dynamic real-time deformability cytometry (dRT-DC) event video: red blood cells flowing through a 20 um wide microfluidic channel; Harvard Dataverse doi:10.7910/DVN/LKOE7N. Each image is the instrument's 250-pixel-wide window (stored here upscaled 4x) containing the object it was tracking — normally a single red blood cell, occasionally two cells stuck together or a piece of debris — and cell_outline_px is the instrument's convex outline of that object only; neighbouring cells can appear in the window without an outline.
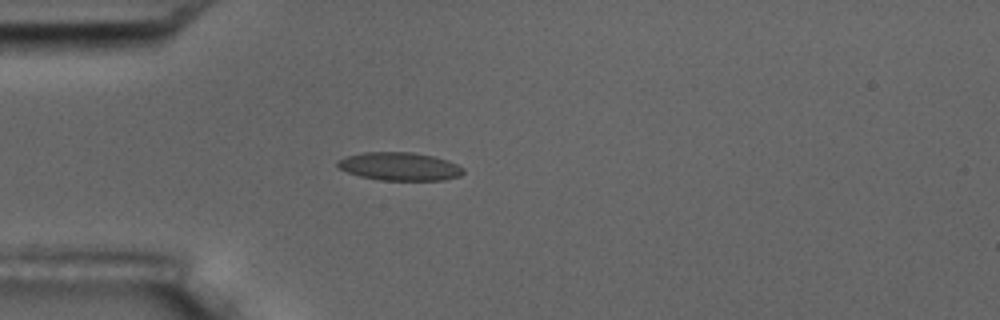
{"species": "common noctule bat (a hibernating species)", "species_latin": "Nyctalus noctula", "temperature_condition": "room temperature", "stored_images_in_passage": 1, "camera_frame_rate_fps": 3000, "um_per_image_px": 0.085, "animal": {"sex": "male", "body_mass_g": 17.5, "forearm_length_mm": 52.3}, "frame": {"image": 1, "passage_image": 1, "time_ms": 0.0, "image_size_px": [1000, 320], "cell_outline_px": [[464, 172], [460, 176], [444, 180], [380, 180], [360, 176], [348, 172], [340, 168], [336, 164], [336, 160], [344, 156], [364, 152], [412, 152], [432, 156], [448, 160], [464, 168]], "centroid_in_image_um": [33.95, 14.14], "position_along_channel_um": 51.0, "area_um2": 20.69}}